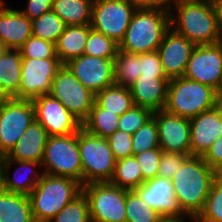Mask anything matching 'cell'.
<instances>
[{
	"label": "cell",
	"mask_w": 222,
	"mask_h": 222,
	"mask_svg": "<svg viewBox=\"0 0 222 222\" xmlns=\"http://www.w3.org/2000/svg\"><path fill=\"white\" fill-rule=\"evenodd\" d=\"M169 11L170 27L195 46L222 41V32L212 0L173 2Z\"/></svg>",
	"instance_id": "1"
},
{
	"label": "cell",
	"mask_w": 222,
	"mask_h": 222,
	"mask_svg": "<svg viewBox=\"0 0 222 222\" xmlns=\"http://www.w3.org/2000/svg\"><path fill=\"white\" fill-rule=\"evenodd\" d=\"M218 174L202 156H189L172 179L174 196L181 211L194 220L203 210L211 185Z\"/></svg>",
	"instance_id": "2"
},
{
	"label": "cell",
	"mask_w": 222,
	"mask_h": 222,
	"mask_svg": "<svg viewBox=\"0 0 222 222\" xmlns=\"http://www.w3.org/2000/svg\"><path fill=\"white\" fill-rule=\"evenodd\" d=\"M170 11L162 8L136 9L119 50L141 54L157 51L170 29Z\"/></svg>",
	"instance_id": "3"
},
{
	"label": "cell",
	"mask_w": 222,
	"mask_h": 222,
	"mask_svg": "<svg viewBox=\"0 0 222 222\" xmlns=\"http://www.w3.org/2000/svg\"><path fill=\"white\" fill-rule=\"evenodd\" d=\"M83 185L71 178L43 174L28 195L34 219L51 221L82 193Z\"/></svg>",
	"instance_id": "4"
},
{
	"label": "cell",
	"mask_w": 222,
	"mask_h": 222,
	"mask_svg": "<svg viewBox=\"0 0 222 222\" xmlns=\"http://www.w3.org/2000/svg\"><path fill=\"white\" fill-rule=\"evenodd\" d=\"M217 106V91L184 76L170 79L167 87L165 110L191 119Z\"/></svg>",
	"instance_id": "5"
},
{
	"label": "cell",
	"mask_w": 222,
	"mask_h": 222,
	"mask_svg": "<svg viewBox=\"0 0 222 222\" xmlns=\"http://www.w3.org/2000/svg\"><path fill=\"white\" fill-rule=\"evenodd\" d=\"M82 163V185L110 182L116 159L106 138L92 135L84 128L78 131Z\"/></svg>",
	"instance_id": "6"
},
{
	"label": "cell",
	"mask_w": 222,
	"mask_h": 222,
	"mask_svg": "<svg viewBox=\"0 0 222 222\" xmlns=\"http://www.w3.org/2000/svg\"><path fill=\"white\" fill-rule=\"evenodd\" d=\"M41 164L44 174L71 178L82 184L78 132L67 136H49Z\"/></svg>",
	"instance_id": "7"
},
{
	"label": "cell",
	"mask_w": 222,
	"mask_h": 222,
	"mask_svg": "<svg viewBox=\"0 0 222 222\" xmlns=\"http://www.w3.org/2000/svg\"><path fill=\"white\" fill-rule=\"evenodd\" d=\"M128 191L110 182L83 185L82 192L89 204L91 222H126Z\"/></svg>",
	"instance_id": "8"
},
{
	"label": "cell",
	"mask_w": 222,
	"mask_h": 222,
	"mask_svg": "<svg viewBox=\"0 0 222 222\" xmlns=\"http://www.w3.org/2000/svg\"><path fill=\"white\" fill-rule=\"evenodd\" d=\"M33 120L32 100L3 98L0 101V157L10 152Z\"/></svg>",
	"instance_id": "9"
},
{
	"label": "cell",
	"mask_w": 222,
	"mask_h": 222,
	"mask_svg": "<svg viewBox=\"0 0 222 222\" xmlns=\"http://www.w3.org/2000/svg\"><path fill=\"white\" fill-rule=\"evenodd\" d=\"M83 123L95 102V94L86 88L63 64L54 77L49 92Z\"/></svg>",
	"instance_id": "10"
},
{
	"label": "cell",
	"mask_w": 222,
	"mask_h": 222,
	"mask_svg": "<svg viewBox=\"0 0 222 222\" xmlns=\"http://www.w3.org/2000/svg\"><path fill=\"white\" fill-rule=\"evenodd\" d=\"M135 10L128 0H93L91 28L119 45Z\"/></svg>",
	"instance_id": "11"
},
{
	"label": "cell",
	"mask_w": 222,
	"mask_h": 222,
	"mask_svg": "<svg viewBox=\"0 0 222 222\" xmlns=\"http://www.w3.org/2000/svg\"><path fill=\"white\" fill-rule=\"evenodd\" d=\"M62 65L59 58H22L19 99L33 100L49 94L52 81Z\"/></svg>",
	"instance_id": "12"
},
{
	"label": "cell",
	"mask_w": 222,
	"mask_h": 222,
	"mask_svg": "<svg viewBox=\"0 0 222 222\" xmlns=\"http://www.w3.org/2000/svg\"><path fill=\"white\" fill-rule=\"evenodd\" d=\"M32 103L35 120L45 128L49 136H67L82 128V123L52 95H40Z\"/></svg>",
	"instance_id": "13"
},
{
	"label": "cell",
	"mask_w": 222,
	"mask_h": 222,
	"mask_svg": "<svg viewBox=\"0 0 222 222\" xmlns=\"http://www.w3.org/2000/svg\"><path fill=\"white\" fill-rule=\"evenodd\" d=\"M184 77L219 89L222 79V41L194 47Z\"/></svg>",
	"instance_id": "14"
},
{
	"label": "cell",
	"mask_w": 222,
	"mask_h": 222,
	"mask_svg": "<svg viewBox=\"0 0 222 222\" xmlns=\"http://www.w3.org/2000/svg\"><path fill=\"white\" fill-rule=\"evenodd\" d=\"M72 74L94 94L114 82V58H100L82 54L65 64Z\"/></svg>",
	"instance_id": "15"
},
{
	"label": "cell",
	"mask_w": 222,
	"mask_h": 222,
	"mask_svg": "<svg viewBox=\"0 0 222 222\" xmlns=\"http://www.w3.org/2000/svg\"><path fill=\"white\" fill-rule=\"evenodd\" d=\"M158 126L159 146L163 151L191 156L189 119L167 112H153Z\"/></svg>",
	"instance_id": "16"
},
{
	"label": "cell",
	"mask_w": 222,
	"mask_h": 222,
	"mask_svg": "<svg viewBox=\"0 0 222 222\" xmlns=\"http://www.w3.org/2000/svg\"><path fill=\"white\" fill-rule=\"evenodd\" d=\"M195 45L170 28L157 49L164 75L168 80L184 76Z\"/></svg>",
	"instance_id": "17"
},
{
	"label": "cell",
	"mask_w": 222,
	"mask_h": 222,
	"mask_svg": "<svg viewBox=\"0 0 222 222\" xmlns=\"http://www.w3.org/2000/svg\"><path fill=\"white\" fill-rule=\"evenodd\" d=\"M134 191L150 208L157 210L163 217L174 218L182 222L188 218L180 209L174 196L172 180L155 177L144 182Z\"/></svg>",
	"instance_id": "18"
},
{
	"label": "cell",
	"mask_w": 222,
	"mask_h": 222,
	"mask_svg": "<svg viewBox=\"0 0 222 222\" xmlns=\"http://www.w3.org/2000/svg\"><path fill=\"white\" fill-rule=\"evenodd\" d=\"M191 156H204L222 134V111L215 106L189 119Z\"/></svg>",
	"instance_id": "19"
},
{
	"label": "cell",
	"mask_w": 222,
	"mask_h": 222,
	"mask_svg": "<svg viewBox=\"0 0 222 222\" xmlns=\"http://www.w3.org/2000/svg\"><path fill=\"white\" fill-rule=\"evenodd\" d=\"M168 81L166 76L140 75L129 87L134 105L150 109L152 112L165 109Z\"/></svg>",
	"instance_id": "20"
},
{
	"label": "cell",
	"mask_w": 222,
	"mask_h": 222,
	"mask_svg": "<svg viewBox=\"0 0 222 222\" xmlns=\"http://www.w3.org/2000/svg\"><path fill=\"white\" fill-rule=\"evenodd\" d=\"M30 36L31 20L18 9L6 6L5 0H0V41L8 49L19 50Z\"/></svg>",
	"instance_id": "21"
},
{
	"label": "cell",
	"mask_w": 222,
	"mask_h": 222,
	"mask_svg": "<svg viewBox=\"0 0 222 222\" xmlns=\"http://www.w3.org/2000/svg\"><path fill=\"white\" fill-rule=\"evenodd\" d=\"M13 164L18 165L15 173H13L14 177H10V169ZM0 166L3 174V189L7 192L29 195L44 174L43 172H37L42 164L33 161L0 159Z\"/></svg>",
	"instance_id": "22"
},
{
	"label": "cell",
	"mask_w": 222,
	"mask_h": 222,
	"mask_svg": "<svg viewBox=\"0 0 222 222\" xmlns=\"http://www.w3.org/2000/svg\"><path fill=\"white\" fill-rule=\"evenodd\" d=\"M48 138L49 134L45 128L38 121L33 120L10 152L0 159L41 163Z\"/></svg>",
	"instance_id": "23"
},
{
	"label": "cell",
	"mask_w": 222,
	"mask_h": 222,
	"mask_svg": "<svg viewBox=\"0 0 222 222\" xmlns=\"http://www.w3.org/2000/svg\"><path fill=\"white\" fill-rule=\"evenodd\" d=\"M22 57L20 50L7 49L0 57V94L19 99Z\"/></svg>",
	"instance_id": "24"
},
{
	"label": "cell",
	"mask_w": 222,
	"mask_h": 222,
	"mask_svg": "<svg viewBox=\"0 0 222 222\" xmlns=\"http://www.w3.org/2000/svg\"><path fill=\"white\" fill-rule=\"evenodd\" d=\"M91 25L66 26L55 44L56 55L62 64L84 54Z\"/></svg>",
	"instance_id": "25"
},
{
	"label": "cell",
	"mask_w": 222,
	"mask_h": 222,
	"mask_svg": "<svg viewBox=\"0 0 222 222\" xmlns=\"http://www.w3.org/2000/svg\"><path fill=\"white\" fill-rule=\"evenodd\" d=\"M33 219L28 195L5 190L0 193V222H31Z\"/></svg>",
	"instance_id": "26"
},
{
	"label": "cell",
	"mask_w": 222,
	"mask_h": 222,
	"mask_svg": "<svg viewBox=\"0 0 222 222\" xmlns=\"http://www.w3.org/2000/svg\"><path fill=\"white\" fill-rule=\"evenodd\" d=\"M93 0H53L51 10L67 26L91 25Z\"/></svg>",
	"instance_id": "27"
},
{
	"label": "cell",
	"mask_w": 222,
	"mask_h": 222,
	"mask_svg": "<svg viewBox=\"0 0 222 222\" xmlns=\"http://www.w3.org/2000/svg\"><path fill=\"white\" fill-rule=\"evenodd\" d=\"M95 102L102 108L122 116L133 105L130 88L112 85L95 94Z\"/></svg>",
	"instance_id": "28"
},
{
	"label": "cell",
	"mask_w": 222,
	"mask_h": 222,
	"mask_svg": "<svg viewBox=\"0 0 222 222\" xmlns=\"http://www.w3.org/2000/svg\"><path fill=\"white\" fill-rule=\"evenodd\" d=\"M120 116L100 107L96 102L92 105L82 128L92 135L107 138L118 130Z\"/></svg>",
	"instance_id": "29"
},
{
	"label": "cell",
	"mask_w": 222,
	"mask_h": 222,
	"mask_svg": "<svg viewBox=\"0 0 222 222\" xmlns=\"http://www.w3.org/2000/svg\"><path fill=\"white\" fill-rule=\"evenodd\" d=\"M140 73V54H131L118 49L114 58V82L130 87Z\"/></svg>",
	"instance_id": "30"
},
{
	"label": "cell",
	"mask_w": 222,
	"mask_h": 222,
	"mask_svg": "<svg viewBox=\"0 0 222 222\" xmlns=\"http://www.w3.org/2000/svg\"><path fill=\"white\" fill-rule=\"evenodd\" d=\"M144 182L139 164L134 156L116 161L114 174L110 181L111 184L120 188L134 190Z\"/></svg>",
	"instance_id": "31"
},
{
	"label": "cell",
	"mask_w": 222,
	"mask_h": 222,
	"mask_svg": "<svg viewBox=\"0 0 222 222\" xmlns=\"http://www.w3.org/2000/svg\"><path fill=\"white\" fill-rule=\"evenodd\" d=\"M66 26L65 22L52 10L31 20L32 35L54 44L57 43Z\"/></svg>",
	"instance_id": "32"
},
{
	"label": "cell",
	"mask_w": 222,
	"mask_h": 222,
	"mask_svg": "<svg viewBox=\"0 0 222 222\" xmlns=\"http://www.w3.org/2000/svg\"><path fill=\"white\" fill-rule=\"evenodd\" d=\"M126 222H158L163 216L140 198L134 191L127 192L125 204Z\"/></svg>",
	"instance_id": "33"
},
{
	"label": "cell",
	"mask_w": 222,
	"mask_h": 222,
	"mask_svg": "<svg viewBox=\"0 0 222 222\" xmlns=\"http://www.w3.org/2000/svg\"><path fill=\"white\" fill-rule=\"evenodd\" d=\"M193 221L222 222V175L214 179L203 210Z\"/></svg>",
	"instance_id": "34"
},
{
	"label": "cell",
	"mask_w": 222,
	"mask_h": 222,
	"mask_svg": "<svg viewBox=\"0 0 222 222\" xmlns=\"http://www.w3.org/2000/svg\"><path fill=\"white\" fill-rule=\"evenodd\" d=\"M119 45L104 34L91 29L85 44L84 55L115 58Z\"/></svg>",
	"instance_id": "35"
},
{
	"label": "cell",
	"mask_w": 222,
	"mask_h": 222,
	"mask_svg": "<svg viewBox=\"0 0 222 222\" xmlns=\"http://www.w3.org/2000/svg\"><path fill=\"white\" fill-rule=\"evenodd\" d=\"M160 148L158 137V126L156 119L152 117L135 133L132 134L133 156L150 150Z\"/></svg>",
	"instance_id": "36"
},
{
	"label": "cell",
	"mask_w": 222,
	"mask_h": 222,
	"mask_svg": "<svg viewBox=\"0 0 222 222\" xmlns=\"http://www.w3.org/2000/svg\"><path fill=\"white\" fill-rule=\"evenodd\" d=\"M51 222H91L89 204L82 192L78 197L69 202Z\"/></svg>",
	"instance_id": "37"
},
{
	"label": "cell",
	"mask_w": 222,
	"mask_h": 222,
	"mask_svg": "<svg viewBox=\"0 0 222 222\" xmlns=\"http://www.w3.org/2000/svg\"><path fill=\"white\" fill-rule=\"evenodd\" d=\"M19 50L21 52L22 58H58L56 55V47L54 43L37 38L33 35L26 40V42Z\"/></svg>",
	"instance_id": "38"
},
{
	"label": "cell",
	"mask_w": 222,
	"mask_h": 222,
	"mask_svg": "<svg viewBox=\"0 0 222 222\" xmlns=\"http://www.w3.org/2000/svg\"><path fill=\"white\" fill-rule=\"evenodd\" d=\"M153 117L150 109L133 105L119 118L118 130L133 134Z\"/></svg>",
	"instance_id": "39"
},
{
	"label": "cell",
	"mask_w": 222,
	"mask_h": 222,
	"mask_svg": "<svg viewBox=\"0 0 222 222\" xmlns=\"http://www.w3.org/2000/svg\"><path fill=\"white\" fill-rule=\"evenodd\" d=\"M162 149H150L134 155L139 164L144 181L157 177Z\"/></svg>",
	"instance_id": "40"
},
{
	"label": "cell",
	"mask_w": 222,
	"mask_h": 222,
	"mask_svg": "<svg viewBox=\"0 0 222 222\" xmlns=\"http://www.w3.org/2000/svg\"><path fill=\"white\" fill-rule=\"evenodd\" d=\"M106 139L116 161L133 156L132 134L116 130Z\"/></svg>",
	"instance_id": "41"
},
{
	"label": "cell",
	"mask_w": 222,
	"mask_h": 222,
	"mask_svg": "<svg viewBox=\"0 0 222 222\" xmlns=\"http://www.w3.org/2000/svg\"><path fill=\"white\" fill-rule=\"evenodd\" d=\"M190 155L177 153V152H167L162 150V156L158 168V177L172 180L177 170L181 168L184 161Z\"/></svg>",
	"instance_id": "42"
},
{
	"label": "cell",
	"mask_w": 222,
	"mask_h": 222,
	"mask_svg": "<svg viewBox=\"0 0 222 222\" xmlns=\"http://www.w3.org/2000/svg\"><path fill=\"white\" fill-rule=\"evenodd\" d=\"M140 73L144 76H165L157 51L140 54Z\"/></svg>",
	"instance_id": "43"
},
{
	"label": "cell",
	"mask_w": 222,
	"mask_h": 222,
	"mask_svg": "<svg viewBox=\"0 0 222 222\" xmlns=\"http://www.w3.org/2000/svg\"><path fill=\"white\" fill-rule=\"evenodd\" d=\"M206 164L218 175H222V134L211 145L210 149L203 156Z\"/></svg>",
	"instance_id": "44"
},
{
	"label": "cell",
	"mask_w": 222,
	"mask_h": 222,
	"mask_svg": "<svg viewBox=\"0 0 222 222\" xmlns=\"http://www.w3.org/2000/svg\"><path fill=\"white\" fill-rule=\"evenodd\" d=\"M27 3L25 9H19V11L30 20H33L50 11L53 0H27Z\"/></svg>",
	"instance_id": "45"
},
{
	"label": "cell",
	"mask_w": 222,
	"mask_h": 222,
	"mask_svg": "<svg viewBox=\"0 0 222 222\" xmlns=\"http://www.w3.org/2000/svg\"><path fill=\"white\" fill-rule=\"evenodd\" d=\"M136 9L162 8L170 10L174 0H128Z\"/></svg>",
	"instance_id": "46"
},
{
	"label": "cell",
	"mask_w": 222,
	"mask_h": 222,
	"mask_svg": "<svg viewBox=\"0 0 222 222\" xmlns=\"http://www.w3.org/2000/svg\"><path fill=\"white\" fill-rule=\"evenodd\" d=\"M212 2L218 18L219 27L222 32V0H212Z\"/></svg>",
	"instance_id": "47"
},
{
	"label": "cell",
	"mask_w": 222,
	"mask_h": 222,
	"mask_svg": "<svg viewBox=\"0 0 222 222\" xmlns=\"http://www.w3.org/2000/svg\"><path fill=\"white\" fill-rule=\"evenodd\" d=\"M217 107L222 111V90H217Z\"/></svg>",
	"instance_id": "48"
},
{
	"label": "cell",
	"mask_w": 222,
	"mask_h": 222,
	"mask_svg": "<svg viewBox=\"0 0 222 222\" xmlns=\"http://www.w3.org/2000/svg\"><path fill=\"white\" fill-rule=\"evenodd\" d=\"M158 222H182V221H179L177 219H174V218H169V217H163L161 220H159Z\"/></svg>",
	"instance_id": "49"
},
{
	"label": "cell",
	"mask_w": 222,
	"mask_h": 222,
	"mask_svg": "<svg viewBox=\"0 0 222 222\" xmlns=\"http://www.w3.org/2000/svg\"><path fill=\"white\" fill-rule=\"evenodd\" d=\"M6 45L0 41V57L7 51Z\"/></svg>",
	"instance_id": "50"
},
{
	"label": "cell",
	"mask_w": 222,
	"mask_h": 222,
	"mask_svg": "<svg viewBox=\"0 0 222 222\" xmlns=\"http://www.w3.org/2000/svg\"><path fill=\"white\" fill-rule=\"evenodd\" d=\"M3 174H2V169L0 166V193L3 191Z\"/></svg>",
	"instance_id": "51"
},
{
	"label": "cell",
	"mask_w": 222,
	"mask_h": 222,
	"mask_svg": "<svg viewBox=\"0 0 222 222\" xmlns=\"http://www.w3.org/2000/svg\"><path fill=\"white\" fill-rule=\"evenodd\" d=\"M31 222H51L48 220H39V219H33Z\"/></svg>",
	"instance_id": "52"
},
{
	"label": "cell",
	"mask_w": 222,
	"mask_h": 222,
	"mask_svg": "<svg viewBox=\"0 0 222 222\" xmlns=\"http://www.w3.org/2000/svg\"><path fill=\"white\" fill-rule=\"evenodd\" d=\"M218 90H222V79H221L220 86H219Z\"/></svg>",
	"instance_id": "53"
},
{
	"label": "cell",
	"mask_w": 222,
	"mask_h": 222,
	"mask_svg": "<svg viewBox=\"0 0 222 222\" xmlns=\"http://www.w3.org/2000/svg\"><path fill=\"white\" fill-rule=\"evenodd\" d=\"M177 1H189V0H174V2H177Z\"/></svg>",
	"instance_id": "54"
}]
</instances>
